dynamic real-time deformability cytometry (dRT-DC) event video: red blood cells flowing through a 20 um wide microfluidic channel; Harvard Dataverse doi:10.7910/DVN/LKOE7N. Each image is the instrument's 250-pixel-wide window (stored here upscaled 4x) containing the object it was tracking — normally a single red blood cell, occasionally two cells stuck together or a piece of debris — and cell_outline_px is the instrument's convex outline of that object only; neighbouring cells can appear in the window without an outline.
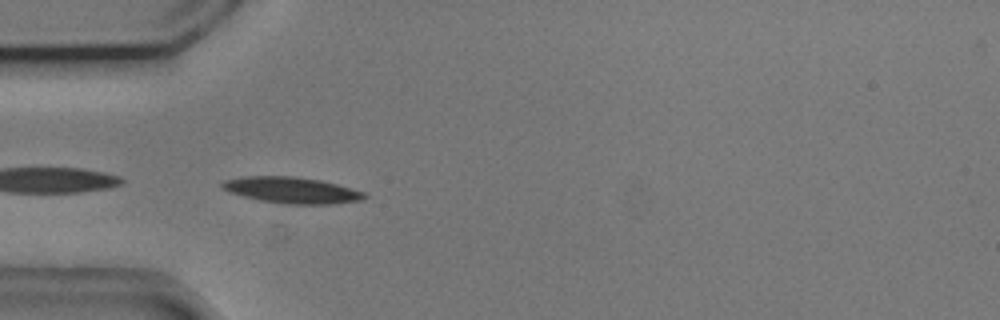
{"species": "common noctule bat (a hibernating species)", "species_latin": "Nyctalus noctula", "temperature_condition": "cold", "stored_images_in_passage": 39, "camera_frame_rate_fps": 3000, "um_per_image_px": 0.085, "animal": {"sex": "male", "body_mass_g": 20.5, "forearm_length_mm": 52.5}, "frame": {"image": 1, "passage_image": 1, "time_ms": 0.0, "image_size_px": [1000, 320], "cell_outline_px": [[368, 196], [360, 200], [332, 204], [284, 204], [260, 200], [228, 192], [220, 188], [220, 184], [224, 180], [240, 176], [292, 176], [320, 180], [352, 188], [364, 192]], "centroid_in_image_um": [24.75, 16.16], "position_along_channel_um": 60.3, "area_um2": 21.79}}
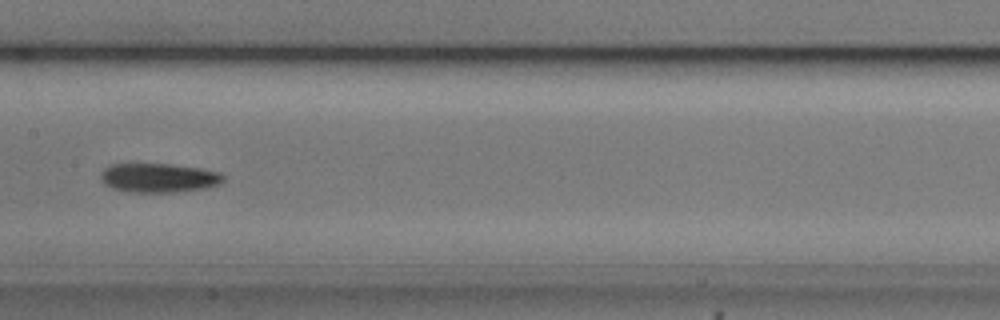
{"frame": {"image": 2, "passage_image": 12, "time_ms": 3.667, "image_size_px": [1000, 320], "cell_outline_px": [[224, 180], [220, 184], [204, 188], [176, 192], [128, 192], [112, 188], [104, 184], [100, 180], [100, 176], [104, 168], [112, 164], [172, 164], [200, 168], [220, 172], [224, 176]], "centroid_in_image_um": [13.48, 15.11], "position_along_channel_um": 193.9, "area_um2": 20.92}}
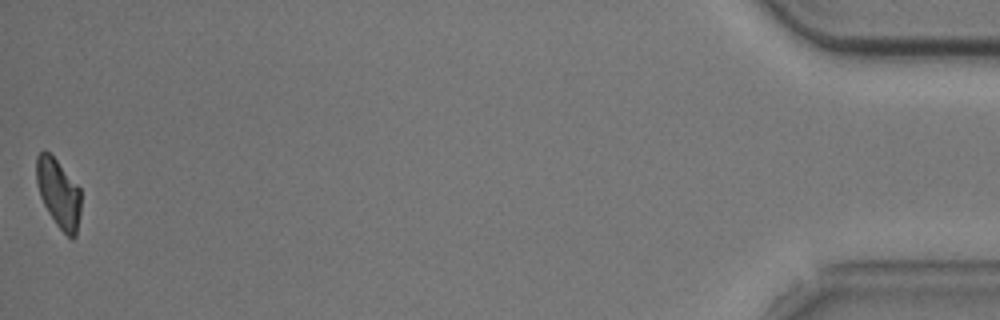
{"frame": {"image": 3, "passage_image": 39, "time_ms": 12.667, "image_size_px": [1000, 320], "cell_outline_px": [[80, 212], [76, 236], [72, 240], [56, 224], [48, 212], [40, 196], [36, 184], [36, 156], [44, 148], [56, 160], [80, 188]], "centroid_in_image_um": [4.96, 16.42], "position_along_channel_um": 430.2, "area_um2": 17.74}, "authors_computed_cell_mechanics": {"area_um2": 19.652, "velocity_mm_per_s": 3.6924, "shape_relaxation_time_tau1_ms": 2.1981, "shape_relaxation_time_tau2_ms": null, "deformation_change_tau1": 0.1079, "deformation_change_tau2": null}}